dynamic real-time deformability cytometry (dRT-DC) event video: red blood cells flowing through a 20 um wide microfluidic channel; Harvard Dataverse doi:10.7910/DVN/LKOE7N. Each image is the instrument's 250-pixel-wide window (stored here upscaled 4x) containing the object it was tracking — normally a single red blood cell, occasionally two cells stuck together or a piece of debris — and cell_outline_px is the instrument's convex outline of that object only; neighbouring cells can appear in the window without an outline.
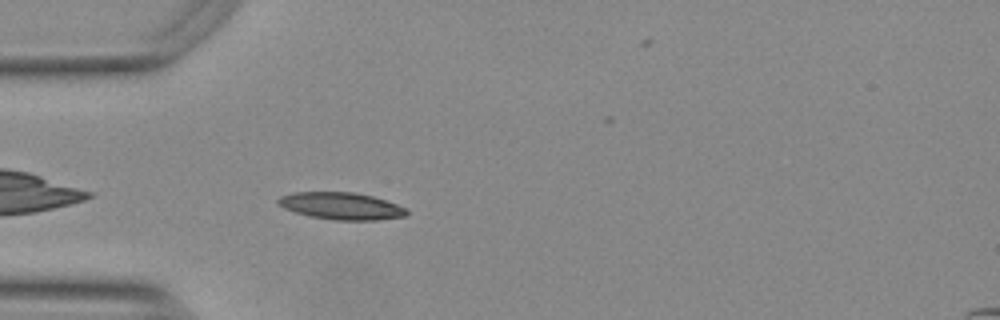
{"species": "Egyptian fruit bat (a non-hibernating species)", "species_latin": "Rousettus aegyptiacus", "temperature_condition": "warm", "stored_images_in_passage": 37, "camera_frame_rate_fps": 3000, "um_per_image_px": 0.085, "animal": {"sex": "female"}, "frame": {"image": 1, "passage_image": 3, "time_ms": 0.667, "image_size_px": [1000, 320], "cell_outline_px": [[408, 212], [404, 216], [376, 220], [336, 220], [312, 216], [296, 212], [284, 208], [276, 204], [276, 200], [280, 196], [292, 192], [352, 192], [372, 196], [396, 204], [404, 208]], "centroid_in_image_um": [28.95, 17.5], "position_along_channel_um": 56.1, "area_um2": 20.06}}
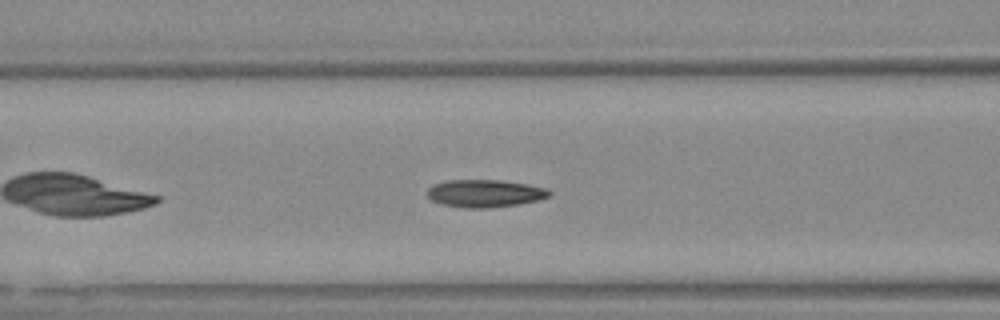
{"frame": {"image": 2, "passage_image": 9, "time_ms": 2.667, "image_size_px": [1000, 320], "cell_outline_px": [[552, 196], [536, 200], [516, 204], [488, 208], [464, 208], [440, 204], [432, 200], [424, 192], [432, 184], [448, 180], [500, 180], [528, 184], [548, 188], [552, 192]], "centroid_in_image_um": [41.19, 16.43], "position_along_channel_um": 125.4, "area_um2": 19.83}}
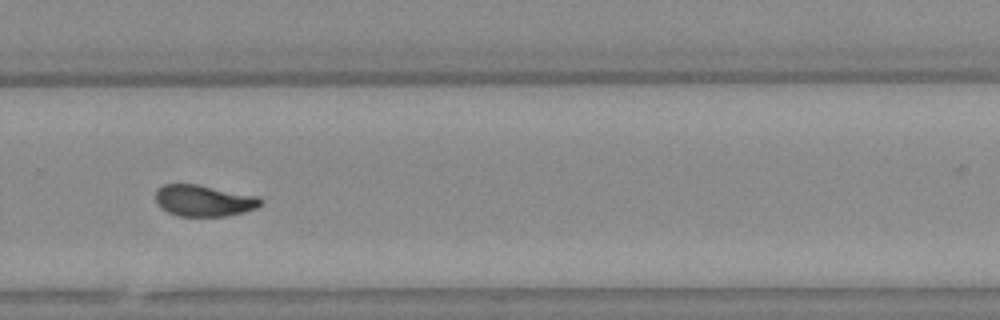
{"frame": {"image": 3, "passage_image": 24, "time_ms": 7.667, "image_size_px": [1000, 320], "cell_outline_px": [[264, 204], [256, 208], [244, 212], [224, 216], [180, 216], [168, 212], [160, 208], [156, 204], [156, 192], [164, 184], [196, 184], [260, 196], [264, 200]], "centroid_in_image_um": [17.37, 17.06], "position_along_channel_um": 312.4, "area_um2": 19.36}, "authors_computed_cell_mechanics": {"area_um2": 19.4208, "velocity_mm_per_s": 3.7498, "shape_relaxation_time_tau1_ms": 4.5836, "shape_relaxation_time_tau2_ms": 1.1684, "deformation_change_tau1": 0.1656, "deformation_change_tau2": 0.0769}}